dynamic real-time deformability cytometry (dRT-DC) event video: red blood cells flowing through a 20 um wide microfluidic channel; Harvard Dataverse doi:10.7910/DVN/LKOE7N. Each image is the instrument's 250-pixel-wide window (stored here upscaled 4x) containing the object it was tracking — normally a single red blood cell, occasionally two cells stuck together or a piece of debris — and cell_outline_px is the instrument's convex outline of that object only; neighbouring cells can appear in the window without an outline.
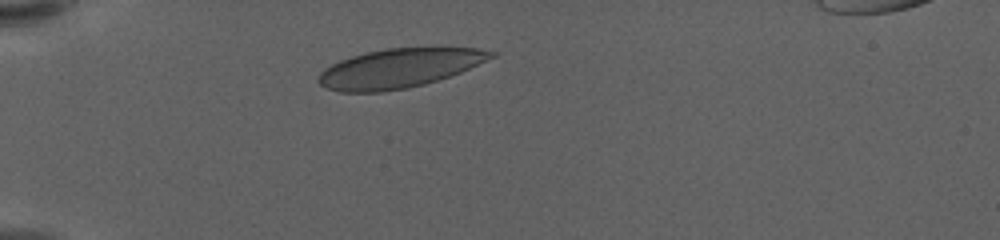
{"species": "human", "species_latin": "Homo sapiens", "temperature_condition": "warm", "stored_images_in_passage": 35, "camera_frame_rate_fps": 3000, "um_per_image_px": 0.085, "donor": {"sex": "female"}, "frame": {"image": 1, "passage_image": 1, "time_ms": 0.0, "image_size_px": [1000, 240], "cell_outline_px": [[500, 52], [496, 56], [460, 72], [424, 84], [408, 88], [380, 92], [340, 92], [328, 88], [320, 84], [316, 80], [320, 72], [324, 68], [340, 60], [352, 56], [368, 52], [388, 48], [476, 48]], "centroid_in_image_um": [33.92, 5.8], "position_along_channel_um": 51.1, "area_um2": 39.07}}
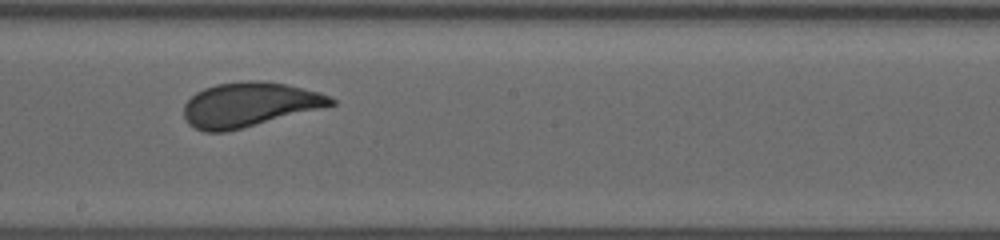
{"frame": {"image": 2, "passage_image": 18, "time_ms": 5.667, "image_size_px": [1000, 240], "cell_outline_px": [[336, 104], [228, 132], [204, 132], [188, 124], [184, 116], [184, 104], [196, 92], [204, 88], [216, 84], [244, 80], [252, 80], [284, 84], [320, 92], [336, 100]], "centroid_in_image_um": [21.15, 8.9], "position_along_channel_um": 227.0, "area_um2": 37.92}}
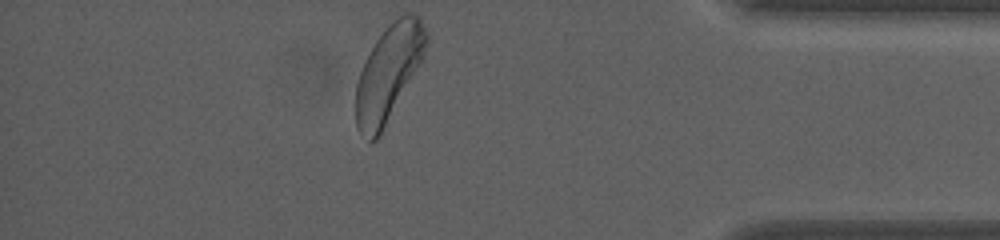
{"frame": {"image": 3, "passage_image": 35, "time_ms": 11.333, "image_size_px": [1000, 240], "cell_outline_px": [[428, 44], [424, 56], [376, 140], [372, 144], [360, 136], [356, 128], [356, 84], [364, 60], [376, 40], [388, 24], [404, 12], [408, 12], [420, 16], [428, 32]], "centroid_in_image_um": [33.02, 6.17], "position_along_channel_um": 402.2, "area_um2": 39.19}, "authors_computed_cell_mechanics": {"area_um2": 38.2058, "velocity_mm_per_s": 3.5869, "shape_relaxation_time_tau1_ms": 3.2511, "shape_relaxation_time_tau2_ms": null, "deformation_change_tau1": 0.1189, "deformation_change_tau2": null}}